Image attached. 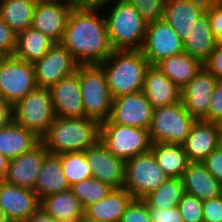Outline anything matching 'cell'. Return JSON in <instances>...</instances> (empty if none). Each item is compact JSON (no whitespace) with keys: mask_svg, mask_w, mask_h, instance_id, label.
<instances>
[{"mask_svg":"<svg viewBox=\"0 0 222 222\" xmlns=\"http://www.w3.org/2000/svg\"><path fill=\"white\" fill-rule=\"evenodd\" d=\"M74 7L64 1L37 0L31 27L60 43Z\"/></svg>","mask_w":222,"mask_h":222,"instance_id":"14","label":"cell"},{"mask_svg":"<svg viewBox=\"0 0 222 222\" xmlns=\"http://www.w3.org/2000/svg\"><path fill=\"white\" fill-rule=\"evenodd\" d=\"M204 222H222V200L220 197L207 199L202 205Z\"/></svg>","mask_w":222,"mask_h":222,"instance_id":"42","label":"cell"},{"mask_svg":"<svg viewBox=\"0 0 222 222\" xmlns=\"http://www.w3.org/2000/svg\"><path fill=\"white\" fill-rule=\"evenodd\" d=\"M17 45V33L0 17V52L14 55Z\"/></svg>","mask_w":222,"mask_h":222,"instance_id":"39","label":"cell"},{"mask_svg":"<svg viewBox=\"0 0 222 222\" xmlns=\"http://www.w3.org/2000/svg\"><path fill=\"white\" fill-rule=\"evenodd\" d=\"M37 0H0V17L17 34L31 27Z\"/></svg>","mask_w":222,"mask_h":222,"instance_id":"32","label":"cell"},{"mask_svg":"<svg viewBox=\"0 0 222 222\" xmlns=\"http://www.w3.org/2000/svg\"><path fill=\"white\" fill-rule=\"evenodd\" d=\"M40 142L41 138L34 132L14 121L0 129V152L9 160L30 151Z\"/></svg>","mask_w":222,"mask_h":222,"instance_id":"25","label":"cell"},{"mask_svg":"<svg viewBox=\"0 0 222 222\" xmlns=\"http://www.w3.org/2000/svg\"><path fill=\"white\" fill-rule=\"evenodd\" d=\"M206 12L208 13L212 33L218 40L222 35V0H209Z\"/></svg>","mask_w":222,"mask_h":222,"instance_id":"40","label":"cell"},{"mask_svg":"<svg viewBox=\"0 0 222 222\" xmlns=\"http://www.w3.org/2000/svg\"><path fill=\"white\" fill-rule=\"evenodd\" d=\"M219 137L217 122L197 120L182 144L188 161L203 162L219 146Z\"/></svg>","mask_w":222,"mask_h":222,"instance_id":"21","label":"cell"},{"mask_svg":"<svg viewBox=\"0 0 222 222\" xmlns=\"http://www.w3.org/2000/svg\"><path fill=\"white\" fill-rule=\"evenodd\" d=\"M219 197H220L221 200H222V185H221V190H220V195H219Z\"/></svg>","mask_w":222,"mask_h":222,"instance_id":"57","label":"cell"},{"mask_svg":"<svg viewBox=\"0 0 222 222\" xmlns=\"http://www.w3.org/2000/svg\"><path fill=\"white\" fill-rule=\"evenodd\" d=\"M119 222H151L149 208L143 199H132Z\"/></svg>","mask_w":222,"mask_h":222,"instance_id":"38","label":"cell"},{"mask_svg":"<svg viewBox=\"0 0 222 222\" xmlns=\"http://www.w3.org/2000/svg\"><path fill=\"white\" fill-rule=\"evenodd\" d=\"M185 193L207 200L219 197L221 183L216 180L202 162H189L182 176Z\"/></svg>","mask_w":222,"mask_h":222,"instance_id":"23","label":"cell"},{"mask_svg":"<svg viewBox=\"0 0 222 222\" xmlns=\"http://www.w3.org/2000/svg\"><path fill=\"white\" fill-rule=\"evenodd\" d=\"M217 44L222 45V35L218 38Z\"/></svg>","mask_w":222,"mask_h":222,"instance_id":"54","label":"cell"},{"mask_svg":"<svg viewBox=\"0 0 222 222\" xmlns=\"http://www.w3.org/2000/svg\"><path fill=\"white\" fill-rule=\"evenodd\" d=\"M55 119L49 88L32 90L13 106V121L42 138Z\"/></svg>","mask_w":222,"mask_h":222,"instance_id":"7","label":"cell"},{"mask_svg":"<svg viewBox=\"0 0 222 222\" xmlns=\"http://www.w3.org/2000/svg\"><path fill=\"white\" fill-rule=\"evenodd\" d=\"M69 186L92 178V171L84 152H71L57 155Z\"/></svg>","mask_w":222,"mask_h":222,"instance_id":"34","label":"cell"},{"mask_svg":"<svg viewBox=\"0 0 222 222\" xmlns=\"http://www.w3.org/2000/svg\"><path fill=\"white\" fill-rule=\"evenodd\" d=\"M219 146L222 148V135L219 137Z\"/></svg>","mask_w":222,"mask_h":222,"instance_id":"55","label":"cell"},{"mask_svg":"<svg viewBox=\"0 0 222 222\" xmlns=\"http://www.w3.org/2000/svg\"><path fill=\"white\" fill-rule=\"evenodd\" d=\"M90 164L92 177L109 185L113 189H121L125 182V161L114 156L99 140L84 151Z\"/></svg>","mask_w":222,"mask_h":222,"instance_id":"15","label":"cell"},{"mask_svg":"<svg viewBox=\"0 0 222 222\" xmlns=\"http://www.w3.org/2000/svg\"><path fill=\"white\" fill-rule=\"evenodd\" d=\"M132 199L125 188L113 189L108 196L86 206L84 216L97 221L119 222Z\"/></svg>","mask_w":222,"mask_h":222,"instance_id":"24","label":"cell"},{"mask_svg":"<svg viewBox=\"0 0 222 222\" xmlns=\"http://www.w3.org/2000/svg\"><path fill=\"white\" fill-rule=\"evenodd\" d=\"M140 51L149 65H156L162 59L185 52L182 39L163 19L147 23Z\"/></svg>","mask_w":222,"mask_h":222,"instance_id":"11","label":"cell"},{"mask_svg":"<svg viewBox=\"0 0 222 222\" xmlns=\"http://www.w3.org/2000/svg\"><path fill=\"white\" fill-rule=\"evenodd\" d=\"M70 186L64 176L60 158L48 154L42 162L34 191L39 200L47 195L67 191Z\"/></svg>","mask_w":222,"mask_h":222,"instance_id":"28","label":"cell"},{"mask_svg":"<svg viewBox=\"0 0 222 222\" xmlns=\"http://www.w3.org/2000/svg\"><path fill=\"white\" fill-rule=\"evenodd\" d=\"M110 0H84V5H96L99 6L102 3H105Z\"/></svg>","mask_w":222,"mask_h":222,"instance_id":"49","label":"cell"},{"mask_svg":"<svg viewBox=\"0 0 222 222\" xmlns=\"http://www.w3.org/2000/svg\"><path fill=\"white\" fill-rule=\"evenodd\" d=\"M202 163L208 172L222 184V148L218 146Z\"/></svg>","mask_w":222,"mask_h":222,"instance_id":"43","label":"cell"},{"mask_svg":"<svg viewBox=\"0 0 222 222\" xmlns=\"http://www.w3.org/2000/svg\"><path fill=\"white\" fill-rule=\"evenodd\" d=\"M79 222H104V221H97L87 218L86 216H82Z\"/></svg>","mask_w":222,"mask_h":222,"instance_id":"52","label":"cell"},{"mask_svg":"<svg viewBox=\"0 0 222 222\" xmlns=\"http://www.w3.org/2000/svg\"><path fill=\"white\" fill-rule=\"evenodd\" d=\"M151 222H184L178 207L149 208Z\"/></svg>","mask_w":222,"mask_h":222,"instance_id":"44","label":"cell"},{"mask_svg":"<svg viewBox=\"0 0 222 222\" xmlns=\"http://www.w3.org/2000/svg\"><path fill=\"white\" fill-rule=\"evenodd\" d=\"M13 121V106L4 98L0 97V129Z\"/></svg>","mask_w":222,"mask_h":222,"instance_id":"46","label":"cell"},{"mask_svg":"<svg viewBox=\"0 0 222 222\" xmlns=\"http://www.w3.org/2000/svg\"><path fill=\"white\" fill-rule=\"evenodd\" d=\"M203 201L185 193L178 204L184 222H204L202 212Z\"/></svg>","mask_w":222,"mask_h":222,"instance_id":"37","label":"cell"},{"mask_svg":"<svg viewBox=\"0 0 222 222\" xmlns=\"http://www.w3.org/2000/svg\"><path fill=\"white\" fill-rule=\"evenodd\" d=\"M218 126H219L220 135H222V119L218 122Z\"/></svg>","mask_w":222,"mask_h":222,"instance_id":"53","label":"cell"},{"mask_svg":"<svg viewBox=\"0 0 222 222\" xmlns=\"http://www.w3.org/2000/svg\"><path fill=\"white\" fill-rule=\"evenodd\" d=\"M70 190L85 208L89 204L108 196L113 188L92 177L73 184L70 186Z\"/></svg>","mask_w":222,"mask_h":222,"instance_id":"35","label":"cell"},{"mask_svg":"<svg viewBox=\"0 0 222 222\" xmlns=\"http://www.w3.org/2000/svg\"><path fill=\"white\" fill-rule=\"evenodd\" d=\"M24 222H58L41 207H39L27 220Z\"/></svg>","mask_w":222,"mask_h":222,"instance_id":"47","label":"cell"},{"mask_svg":"<svg viewBox=\"0 0 222 222\" xmlns=\"http://www.w3.org/2000/svg\"><path fill=\"white\" fill-rule=\"evenodd\" d=\"M180 89L184 88L203 68V64L186 52L162 59L156 64Z\"/></svg>","mask_w":222,"mask_h":222,"instance_id":"29","label":"cell"},{"mask_svg":"<svg viewBox=\"0 0 222 222\" xmlns=\"http://www.w3.org/2000/svg\"><path fill=\"white\" fill-rule=\"evenodd\" d=\"M54 44L52 39L30 27L17 34L14 55L21 60L34 63L40 60Z\"/></svg>","mask_w":222,"mask_h":222,"instance_id":"31","label":"cell"},{"mask_svg":"<svg viewBox=\"0 0 222 222\" xmlns=\"http://www.w3.org/2000/svg\"><path fill=\"white\" fill-rule=\"evenodd\" d=\"M222 119V80H218L209 102L207 122H219Z\"/></svg>","mask_w":222,"mask_h":222,"instance_id":"41","label":"cell"},{"mask_svg":"<svg viewBox=\"0 0 222 222\" xmlns=\"http://www.w3.org/2000/svg\"><path fill=\"white\" fill-rule=\"evenodd\" d=\"M8 218L5 215V212L2 210V208L0 207V222H8Z\"/></svg>","mask_w":222,"mask_h":222,"instance_id":"51","label":"cell"},{"mask_svg":"<svg viewBox=\"0 0 222 222\" xmlns=\"http://www.w3.org/2000/svg\"><path fill=\"white\" fill-rule=\"evenodd\" d=\"M54 1H64L72 4L73 6H83L84 0H54Z\"/></svg>","mask_w":222,"mask_h":222,"instance_id":"50","label":"cell"},{"mask_svg":"<svg viewBox=\"0 0 222 222\" xmlns=\"http://www.w3.org/2000/svg\"><path fill=\"white\" fill-rule=\"evenodd\" d=\"M4 56H5V55L0 52V61L2 60V58H3Z\"/></svg>","mask_w":222,"mask_h":222,"instance_id":"56","label":"cell"},{"mask_svg":"<svg viewBox=\"0 0 222 222\" xmlns=\"http://www.w3.org/2000/svg\"><path fill=\"white\" fill-rule=\"evenodd\" d=\"M99 140L109 152L124 161L149 152L152 146L147 129L117 123H101Z\"/></svg>","mask_w":222,"mask_h":222,"instance_id":"8","label":"cell"},{"mask_svg":"<svg viewBox=\"0 0 222 222\" xmlns=\"http://www.w3.org/2000/svg\"><path fill=\"white\" fill-rule=\"evenodd\" d=\"M99 6L102 10H107L104 17L112 48L140 50L145 39L147 22L139 12L125 0H110Z\"/></svg>","mask_w":222,"mask_h":222,"instance_id":"3","label":"cell"},{"mask_svg":"<svg viewBox=\"0 0 222 222\" xmlns=\"http://www.w3.org/2000/svg\"><path fill=\"white\" fill-rule=\"evenodd\" d=\"M209 0H166L163 20L184 42L197 19L206 11Z\"/></svg>","mask_w":222,"mask_h":222,"instance_id":"20","label":"cell"},{"mask_svg":"<svg viewBox=\"0 0 222 222\" xmlns=\"http://www.w3.org/2000/svg\"><path fill=\"white\" fill-rule=\"evenodd\" d=\"M60 43L79 65H100L114 51L104 11L96 5L75 6L72 9Z\"/></svg>","mask_w":222,"mask_h":222,"instance_id":"1","label":"cell"},{"mask_svg":"<svg viewBox=\"0 0 222 222\" xmlns=\"http://www.w3.org/2000/svg\"><path fill=\"white\" fill-rule=\"evenodd\" d=\"M0 207L9 221L24 222L39 207L40 200L34 190L0 181Z\"/></svg>","mask_w":222,"mask_h":222,"instance_id":"19","label":"cell"},{"mask_svg":"<svg viewBox=\"0 0 222 222\" xmlns=\"http://www.w3.org/2000/svg\"><path fill=\"white\" fill-rule=\"evenodd\" d=\"M100 125V122L89 117L60 118L55 116L47 133L41 138V142L52 155L84 152L99 141Z\"/></svg>","mask_w":222,"mask_h":222,"instance_id":"2","label":"cell"},{"mask_svg":"<svg viewBox=\"0 0 222 222\" xmlns=\"http://www.w3.org/2000/svg\"><path fill=\"white\" fill-rule=\"evenodd\" d=\"M169 178L158 166L151 151L125 161L123 188L128 190L134 199H143Z\"/></svg>","mask_w":222,"mask_h":222,"instance_id":"9","label":"cell"},{"mask_svg":"<svg viewBox=\"0 0 222 222\" xmlns=\"http://www.w3.org/2000/svg\"><path fill=\"white\" fill-rule=\"evenodd\" d=\"M79 83L85 117L109 119L113 98L104 70L99 65H79Z\"/></svg>","mask_w":222,"mask_h":222,"instance_id":"5","label":"cell"},{"mask_svg":"<svg viewBox=\"0 0 222 222\" xmlns=\"http://www.w3.org/2000/svg\"><path fill=\"white\" fill-rule=\"evenodd\" d=\"M185 194L182 178H169L156 190L143 198L148 208L167 209L178 207Z\"/></svg>","mask_w":222,"mask_h":222,"instance_id":"33","label":"cell"},{"mask_svg":"<svg viewBox=\"0 0 222 222\" xmlns=\"http://www.w3.org/2000/svg\"><path fill=\"white\" fill-rule=\"evenodd\" d=\"M218 80L204 67L181 89V101L187 112L197 120L207 121L210 99Z\"/></svg>","mask_w":222,"mask_h":222,"instance_id":"17","label":"cell"},{"mask_svg":"<svg viewBox=\"0 0 222 222\" xmlns=\"http://www.w3.org/2000/svg\"><path fill=\"white\" fill-rule=\"evenodd\" d=\"M197 119L191 116L182 101L154 108L149 135L152 143L182 145Z\"/></svg>","mask_w":222,"mask_h":222,"instance_id":"6","label":"cell"},{"mask_svg":"<svg viewBox=\"0 0 222 222\" xmlns=\"http://www.w3.org/2000/svg\"><path fill=\"white\" fill-rule=\"evenodd\" d=\"M203 67L217 80H222V45H216Z\"/></svg>","mask_w":222,"mask_h":222,"instance_id":"45","label":"cell"},{"mask_svg":"<svg viewBox=\"0 0 222 222\" xmlns=\"http://www.w3.org/2000/svg\"><path fill=\"white\" fill-rule=\"evenodd\" d=\"M99 66L104 70L114 99L142 91L145 72L150 65L140 50L127 49L114 50Z\"/></svg>","mask_w":222,"mask_h":222,"instance_id":"4","label":"cell"},{"mask_svg":"<svg viewBox=\"0 0 222 222\" xmlns=\"http://www.w3.org/2000/svg\"><path fill=\"white\" fill-rule=\"evenodd\" d=\"M48 154L46 146L40 142L30 151L10 159L3 181L14 186L34 190L42 162Z\"/></svg>","mask_w":222,"mask_h":222,"instance_id":"16","label":"cell"},{"mask_svg":"<svg viewBox=\"0 0 222 222\" xmlns=\"http://www.w3.org/2000/svg\"><path fill=\"white\" fill-rule=\"evenodd\" d=\"M154 107L142 91L122 95L113 99L108 120L101 123H117L149 130Z\"/></svg>","mask_w":222,"mask_h":222,"instance_id":"12","label":"cell"},{"mask_svg":"<svg viewBox=\"0 0 222 222\" xmlns=\"http://www.w3.org/2000/svg\"><path fill=\"white\" fill-rule=\"evenodd\" d=\"M40 207L58 222H79L84 215V208L70 189L45 196Z\"/></svg>","mask_w":222,"mask_h":222,"instance_id":"26","label":"cell"},{"mask_svg":"<svg viewBox=\"0 0 222 222\" xmlns=\"http://www.w3.org/2000/svg\"><path fill=\"white\" fill-rule=\"evenodd\" d=\"M142 92L154 108L170 106L181 101V89L156 65L147 68Z\"/></svg>","mask_w":222,"mask_h":222,"instance_id":"22","label":"cell"},{"mask_svg":"<svg viewBox=\"0 0 222 222\" xmlns=\"http://www.w3.org/2000/svg\"><path fill=\"white\" fill-rule=\"evenodd\" d=\"M37 87L33 63L21 60L15 55H6L2 58L0 97L14 106Z\"/></svg>","mask_w":222,"mask_h":222,"instance_id":"10","label":"cell"},{"mask_svg":"<svg viewBox=\"0 0 222 222\" xmlns=\"http://www.w3.org/2000/svg\"><path fill=\"white\" fill-rule=\"evenodd\" d=\"M8 164L9 159L0 152V181L6 177Z\"/></svg>","mask_w":222,"mask_h":222,"instance_id":"48","label":"cell"},{"mask_svg":"<svg viewBox=\"0 0 222 222\" xmlns=\"http://www.w3.org/2000/svg\"><path fill=\"white\" fill-rule=\"evenodd\" d=\"M55 116L60 118H83L85 110L79 83V67L70 76L62 78L50 88Z\"/></svg>","mask_w":222,"mask_h":222,"instance_id":"18","label":"cell"},{"mask_svg":"<svg viewBox=\"0 0 222 222\" xmlns=\"http://www.w3.org/2000/svg\"><path fill=\"white\" fill-rule=\"evenodd\" d=\"M163 172L170 178H182L189 163L182 145L152 143L150 150Z\"/></svg>","mask_w":222,"mask_h":222,"instance_id":"30","label":"cell"},{"mask_svg":"<svg viewBox=\"0 0 222 222\" xmlns=\"http://www.w3.org/2000/svg\"><path fill=\"white\" fill-rule=\"evenodd\" d=\"M184 51L204 64L217 45L212 33L208 13L205 11L194 23L188 38L183 42Z\"/></svg>","mask_w":222,"mask_h":222,"instance_id":"27","label":"cell"},{"mask_svg":"<svg viewBox=\"0 0 222 222\" xmlns=\"http://www.w3.org/2000/svg\"><path fill=\"white\" fill-rule=\"evenodd\" d=\"M149 23L162 20L166 0H125Z\"/></svg>","mask_w":222,"mask_h":222,"instance_id":"36","label":"cell"},{"mask_svg":"<svg viewBox=\"0 0 222 222\" xmlns=\"http://www.w3.org/2000/svg\"><path fill=\"white\" fill-rule=\"evenodd\" d=\"M33 66L37 86L50 89L62 78L75 73L79 64L61 43H55Z\"/></svg>","mask_w":222,"mask_h":222,"instance_id":"13","label":"cell"}]
</instances>
